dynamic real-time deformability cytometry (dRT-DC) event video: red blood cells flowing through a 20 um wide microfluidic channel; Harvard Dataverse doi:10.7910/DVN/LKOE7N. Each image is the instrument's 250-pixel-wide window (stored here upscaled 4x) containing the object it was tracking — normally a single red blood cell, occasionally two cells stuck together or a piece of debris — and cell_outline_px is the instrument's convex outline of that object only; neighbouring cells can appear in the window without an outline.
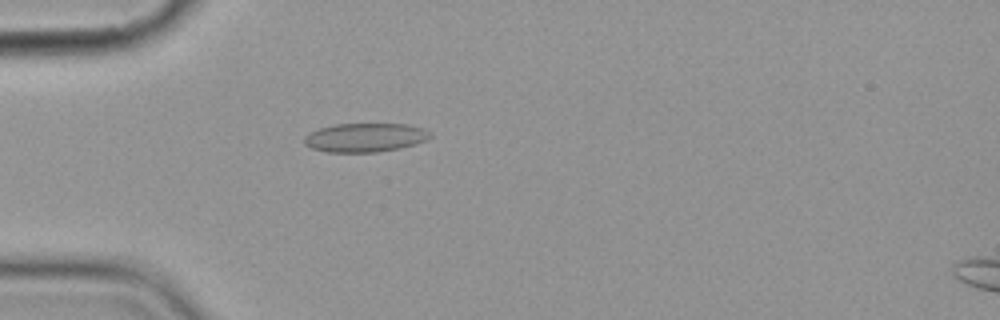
{"species": "common noctule bat (a hibernating species)", "species_latin": "Nyctalus noctula", "temperature_condition": "cold", "stored_images_in_passage": 5, "camera_frame_rate_fps": 3000, "um_per_image_px": 0.085, "animal": {"sex": "female", "body_mass_g": 19.9}, "frame": {"image": 1, "passage_image": 5, "time_ms": 5.333, "image_size_px": [1000, 320], "cell_outline_px": [[432, 136], [428, 140], [416, 144], [400, 148], [376, 152], [328, 152], [312, 148], [304, 144], [304, 136], [308, 132], [332, 124], [408, 124], [424, 128], [432, 132]], "centroid_in_image_um": [31.06, 11.68], "position_along_channel_um": 53.9, "area_um2": 21.44}}